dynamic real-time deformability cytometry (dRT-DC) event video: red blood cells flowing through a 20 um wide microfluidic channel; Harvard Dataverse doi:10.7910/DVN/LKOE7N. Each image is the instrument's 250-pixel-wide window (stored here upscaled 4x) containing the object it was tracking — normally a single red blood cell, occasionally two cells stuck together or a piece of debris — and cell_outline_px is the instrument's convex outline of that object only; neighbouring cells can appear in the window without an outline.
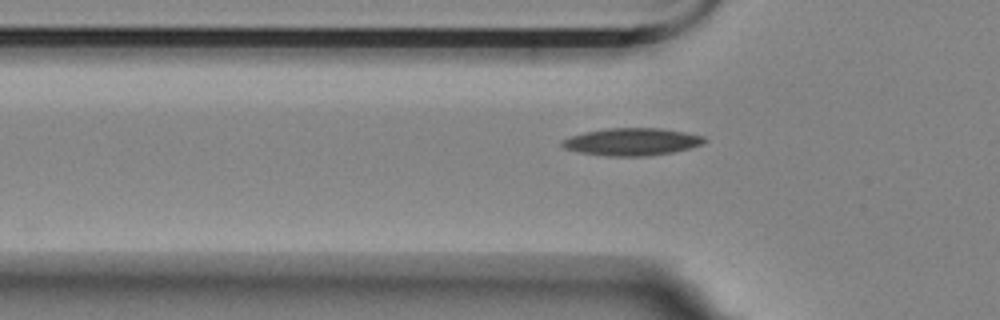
{"species": "Egyptian fruit bat (a non-hibernating species)", "species_latin": "Rousettus aegyptiacus", "temperature_condition": "room temperature", "stored_images_in_passage": 32, "camera_frame_rate_fps": 3000, "um_per_image_px": 0.085, "animal": {"sex": "female"}, "frame": {"image": 1, "passage_image": 3, "time_ms": 0.667, "image_size_px": [1000, 320], "cell_outline_px": [[708, 140], [704, 144], [692, 148], [652, 156], [608, 156], [580, 152], [564, 148], [560, 144], [560, 140], [584, 132], [608, 128], [660, 128], [684, 132], [704, 136]], "centroid_in_image_um": [53.74, 12.05], "position_along_channel_um": 72.1, "area_um2": 22.89}}
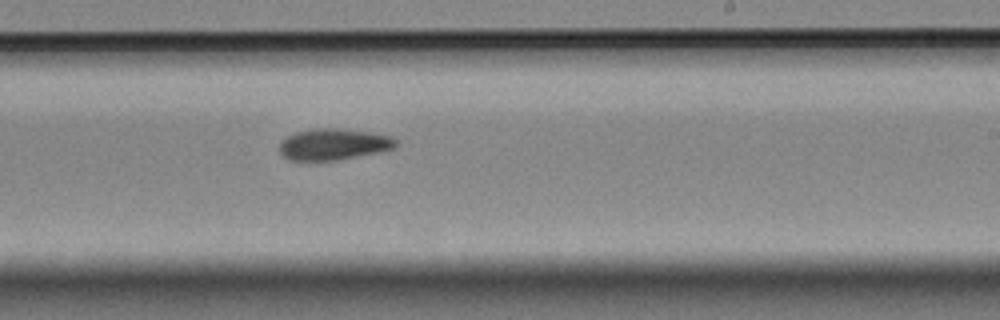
{"frame": {"image": 2, "passage_image": 19, "time_ms": 6.0, "image_size_px": [1000, 320], "cell_outline_px": [[400, 144], [396, 148], [340, 160], [288, 160], [280, 152], [280, 144], [288, 136], [296, 132], [316, 128], [336, 128], [372, 132], [392, 136]], "centroid_in_image_um": [28.42, 12.26], "position_along_channel_um": 260.6, "area_um2": 21.27}}
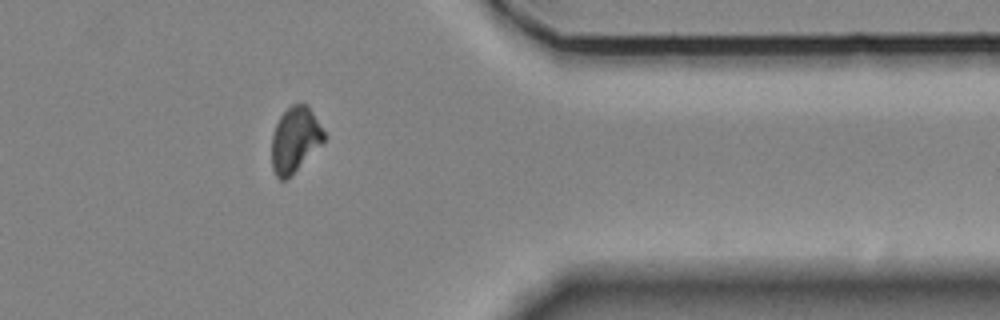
{"frame": {"image": 3, "passage_image": 31, "time_ms": 10.0, "image_size_px": [1000, 320], "cell_outline_px": [[328, 136], [284, 180], [280, 180], [276, 176], [272, 168], [272, 136], [276, 124], [280, 116], [292, 104], [308, 104]], "centroid_in_image_um": [25.08, 11.81], "position_along_channel_um": 386.3, "area_um2": 19.42}}